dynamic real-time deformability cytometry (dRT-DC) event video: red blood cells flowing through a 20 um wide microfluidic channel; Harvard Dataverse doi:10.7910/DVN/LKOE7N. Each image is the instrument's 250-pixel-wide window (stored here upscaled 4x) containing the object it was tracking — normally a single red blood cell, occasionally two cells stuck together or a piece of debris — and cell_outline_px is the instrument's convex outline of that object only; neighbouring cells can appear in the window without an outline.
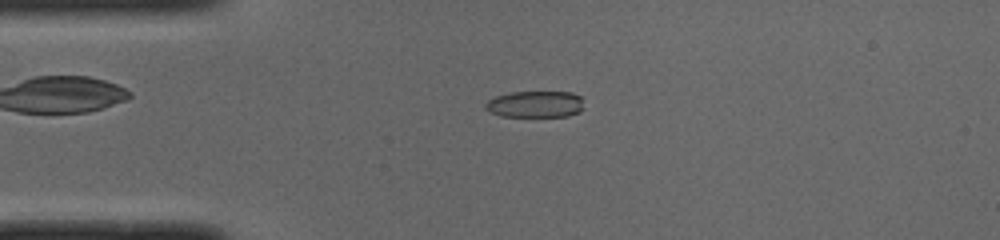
{"species": "common noctule bat (a hibernating species)", "species_latin": "Nyctalus noctula", "temperature_condition": "cold", "stored_images_in_passage": 50, "camera_frame_rate_fps": 3000, "um_per_image_px": 0.085, "animal": {"sex": "male", "body_mass_g": 19.0, "forearm_length_mm": 50.8}, "frame": {"image": 1, "passage_image": 12, "time_ms": 3.667, "image_size_px": [1000, 240], "cell_outline_px": [[584, 108], [580, 112], [568, 116], [500, 116], [488, 112], [484, 108], [484, 104], [488, 100], [496, 96], [508, 92], [572, 92], [580, 96]], "centroid_in_image_um": [45.48, 8.86], "position_along_channel_um": 39.5, "area_um2": 15.43}}
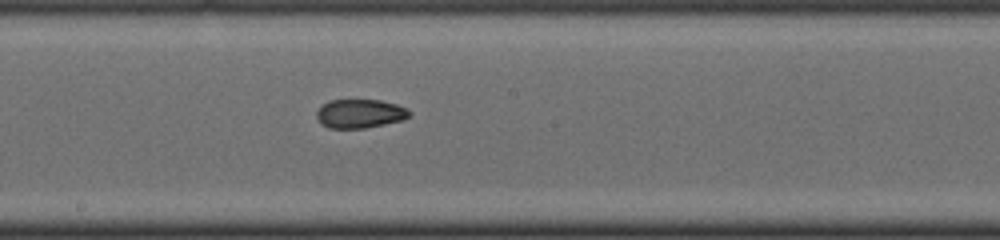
{"frame": {"image": 2, "passage_image": 27, "time_ms": 8.667, "image_size_px": [1000, 240], "cell_outline_px": [[412, 116], [400, 120], [384, 124], [364, 128], [328, 128], [320, 124], [316, 116], [316, 112], [324, 104], [332, 100], [380, 100], [396, 104], [408, 108], [412, 112]], "centroid_in_image_um": [30.61, 9.66], "position_along_channel_um": 217.6, "area_um2": 15.61}}
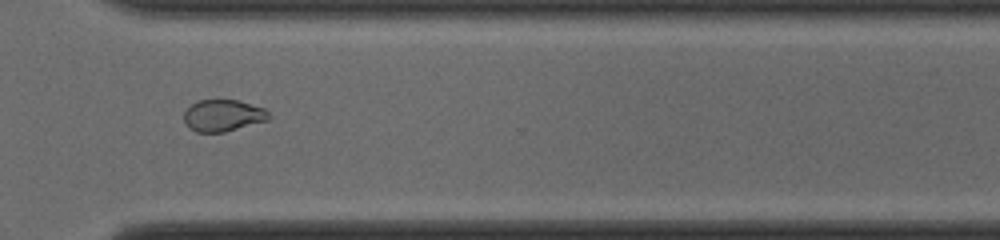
{"frame": {"image": 3, "passage_image": 37, "time_ms": 12.0, "image_size_px": [1000, 240], "cell_outline_px": [[272, 116], [268, 120], [224, 132], [196, 132], [188, 128], [184, 120], [184, 112], [196, 100], [236, 100], [264, 108]], "centroid_in_image_um": [18.95, 9.82], "position_along_channel_um": 351.7, "area_um2": 15.66}, "authors_computed_cell_mechanics": {"area_um2": 16.0106, "velocity_mm_per_s": 4.0063, "shape_relaxation_time_tau1_ms": null, "shape_relaxation_time_tau2_ms": 2.758, "deformation_change_tau1": null, "deformation_change_tau2": 0.0743}}